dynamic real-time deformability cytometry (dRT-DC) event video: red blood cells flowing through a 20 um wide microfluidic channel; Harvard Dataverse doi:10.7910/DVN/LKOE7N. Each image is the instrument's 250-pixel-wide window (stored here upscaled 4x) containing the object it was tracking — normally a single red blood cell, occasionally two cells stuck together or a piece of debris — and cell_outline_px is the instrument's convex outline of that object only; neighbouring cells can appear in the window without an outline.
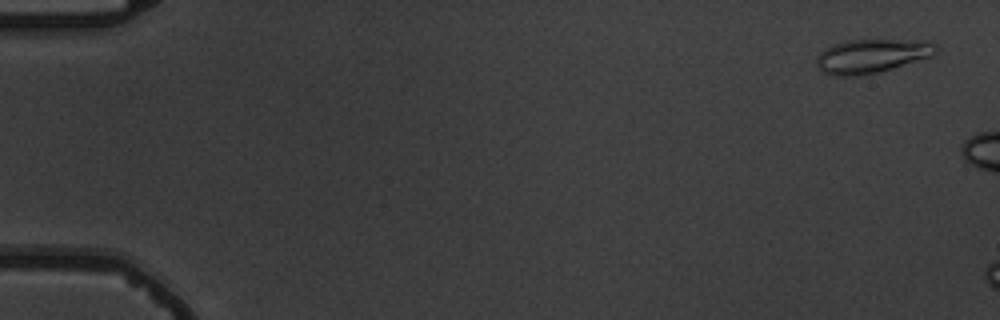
{"species": "common noctule bat (a hibernating species)", "species_latin": "Nyctalus noctula", "temperature_condition": "warm", "stored_images_in_passage": 7, "camera_frame_rate_fps": 3000, "um_per_image_px": 0.085, "animal": {"sex": "male", "body_mass_g": 19.5, "forearm_length_mm": 54.6}, "frame": {"image": 1, "passage_image": 1, "time_ms": 0.0, "image_size_px": [1000, 320], "cell_outline_px": [[940, 48], [936, 56], [880, 72], [860, 76], [836, 76], [820, 72], [816, 64], [816, 56], [820, 52], [832, 44], [848, 40], [924, 40], [936, 44]], "centroid_in_image_um": [74.14, 4.77], "position_along_channel_um": 10.9, "area_um2": 24.28}}